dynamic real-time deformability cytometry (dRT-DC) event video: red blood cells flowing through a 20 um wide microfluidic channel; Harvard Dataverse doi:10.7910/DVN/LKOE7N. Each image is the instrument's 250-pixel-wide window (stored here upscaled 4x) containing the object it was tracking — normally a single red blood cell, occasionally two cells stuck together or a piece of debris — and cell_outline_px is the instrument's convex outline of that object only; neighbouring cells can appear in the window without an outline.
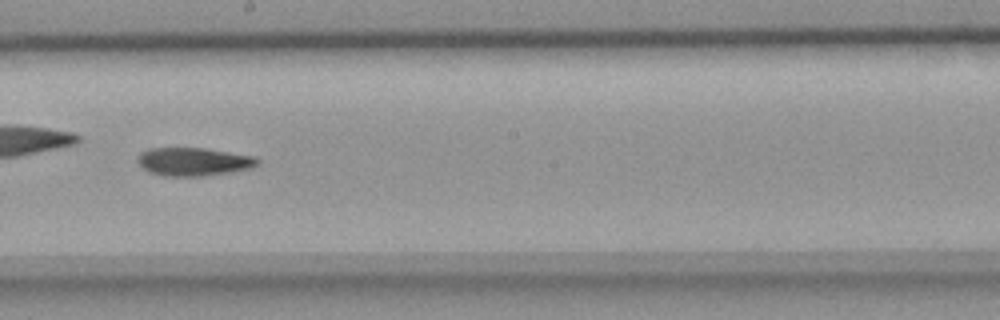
{"species": "common noctule bat (a hibernating species)", "species_latin": "Nyctalus noctula", "temperature_condition": "room temperature", "stored_images_in_passage": 37, "camera_frame_rate_fps": 3000, "um_per_image_px": 0.085, "animal": {"sex": "female", "body_mass_g": 18.4}, "frame": {"image": 1, "passage_image": 16, "time_ms": 5.0, "image_size_px": [1000, 320], "cell_outline_px": [[260, 164], [252, 168], [232, 172], [200, 176], [164, 176], [148, 172], [136, 160], [136, 156], [140, 152], [148, 148], [204, 148], [256, 156], [260, 160]], "centroid_in_image_um": [16.47, 13.74], "position_along_channel_um": 231.7, "area_um2": 20.0}}
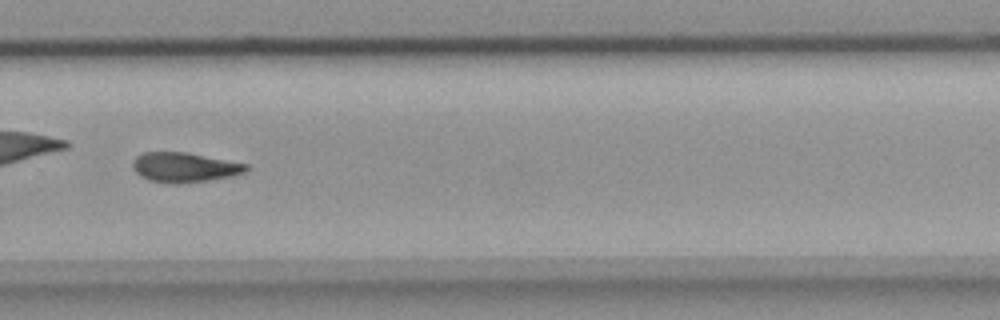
{"frame": {"image": 2, "passage_image": 22, "time_ms": 7.0, "image_size_px": [1000, 320], "cell_outline_px": [[248, 168], [244, 172], [232, 176], [208, 180], [148, 180], [140, 176], [136, 172], [132, 164], [132, 160], [136, 156], [144, 152], [188, 152], [248, 164]], "centroid_in_image_um": [15.69, 14.16], "position_along_channel_um": 314.1, "area_um2": 18.79}}